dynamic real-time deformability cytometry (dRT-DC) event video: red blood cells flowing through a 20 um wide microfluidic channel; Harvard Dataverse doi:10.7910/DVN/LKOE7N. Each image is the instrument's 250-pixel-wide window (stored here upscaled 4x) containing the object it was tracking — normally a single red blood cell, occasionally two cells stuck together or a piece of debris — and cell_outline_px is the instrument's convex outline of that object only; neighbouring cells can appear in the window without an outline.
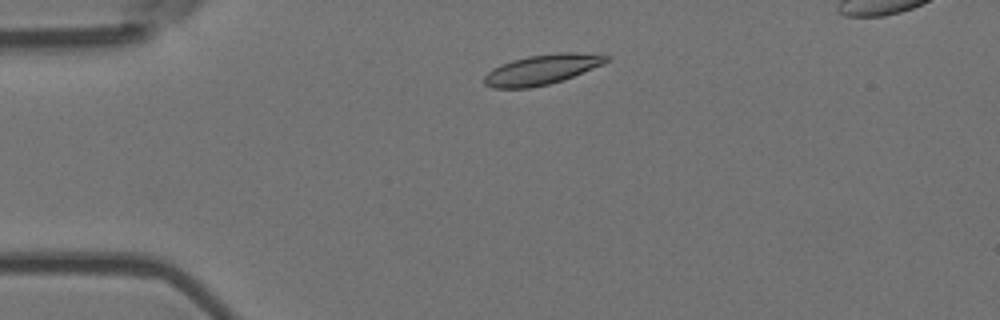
{"species": "Egyptian fruit bat (a non-hibernating species)", "species_latin": "Rousettus aegyptiacus", "temperature_condition": "room temperature", "stored_images_in_passage": 4, "camera_frame_rate_fps": 3000, "um_per_image_px": 0.085, "animal": {"sex": "female"}, "frame": {"image": 1, "passage_image": 2, "time_ms": 0.333, "image_size_px": [1000, 320], "cell_outline_px": [[612, 56], [604, 64], [564, 80], [532, 88], [492, 88], [484, 84], [484, 76], [488, 72], [512, 60], [528, 56], [560, 52], [576, 52]], "centroid_in_image_um": [46.1, 5.91], "position_along_channel_um": 38.9, "area_um2": 21.27}}
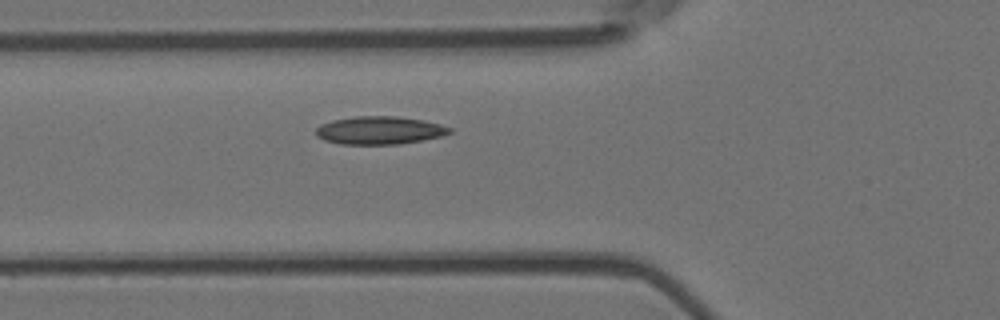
{"frame": {"image": 2, "passage_image": 4, "time_ms": 1.0, "image_size_px": [1000, 320], "cell_outline_px": [[452, 132], [444, 136], [400, 144], [340, 144], [324, 140], [316, 136], [316, 128], [320, 124], [332, 120], [356, 116], [396, 116], [424, 120], [440, 124], [452, 128]], "centroid_in_image_um": [32.27, 11.08], "position_along_channel_um": 93.5, "area_um2": 21.96}}